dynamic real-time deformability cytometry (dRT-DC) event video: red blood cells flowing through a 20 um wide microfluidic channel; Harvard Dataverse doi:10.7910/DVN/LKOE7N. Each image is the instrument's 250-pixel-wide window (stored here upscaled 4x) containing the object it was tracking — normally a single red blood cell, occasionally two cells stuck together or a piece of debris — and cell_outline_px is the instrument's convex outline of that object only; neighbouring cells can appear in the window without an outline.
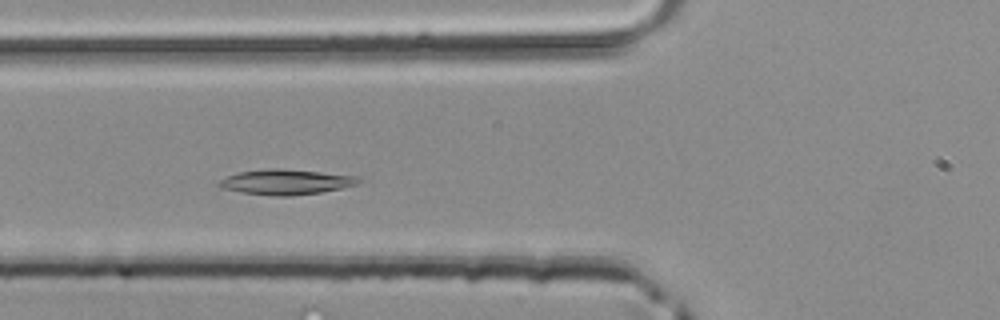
{"species": "common noctule bat (a hibernating species)", "species_latin": "Nyctalus noctula", "temperature_condition": "room temperature", "stored_images_in_passage": 36, "camera_frame_rate_fps": 3000, "um_per_image_px": 0.085, "animal": {"sex": "male", "body_mass_g": 20.4}, "frame": {"image": 1, "passage_image": 8, "time_ms": 2.333, "image_size_px": [1000, 320], "cell_outline_px": [[364, 180], [360, 184], [320, 192], [292, 196], [276, 196], [240, 192], [220, 188], [216, 184], [220, 180], [236, 172], [272, 168], [276, 168], [360, 176]], "centroid_in_image_um": [24.32, 15.47], "position_along_channel_um": 101.5, "area_um2": 20.58}}
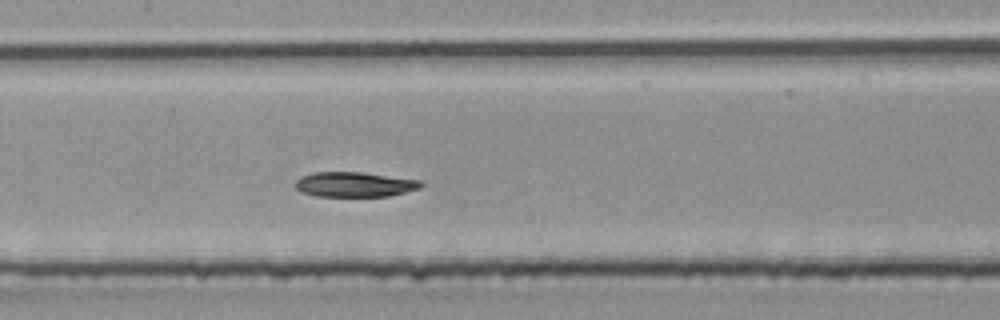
{"frame": {"image": 2, "passage_image": 13, "time_ms": 4.0, "image_size_px": [1000, 320], "cell_outline_px": [[424, 184], [420, 188], [388, 196], [316, 196], [300, 192], [292, 184], [300, 176], [312, 172], [364, 172], [424, 180]], "centroid_in_image_um": [30.13, 15.66], "position_along_channel_um": 177.3, "area_um2": 18.61}}
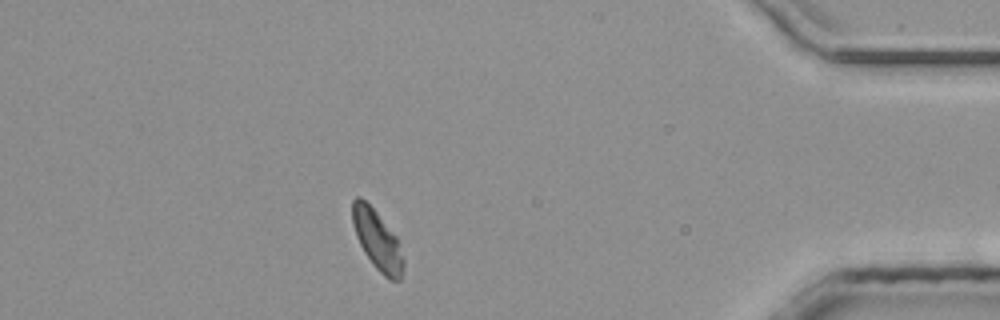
{"frame": {"image": 3, "passage_image": 31, "time_ms": 10.0, "image_size_px": [1000, 320], "cell_outline_px": [[404, 264], [400, 280], [388, 280], [372, 264], [364, 252], [356, 236], [352, 220], [352, 200], [356, 196], [360, 196], [376, 212], [396, 236], [404, 260]], "centroid_in_image_um": [32.06, 20.42], "position_along_channel_um": 403.1, "area_um2": 17.51}}